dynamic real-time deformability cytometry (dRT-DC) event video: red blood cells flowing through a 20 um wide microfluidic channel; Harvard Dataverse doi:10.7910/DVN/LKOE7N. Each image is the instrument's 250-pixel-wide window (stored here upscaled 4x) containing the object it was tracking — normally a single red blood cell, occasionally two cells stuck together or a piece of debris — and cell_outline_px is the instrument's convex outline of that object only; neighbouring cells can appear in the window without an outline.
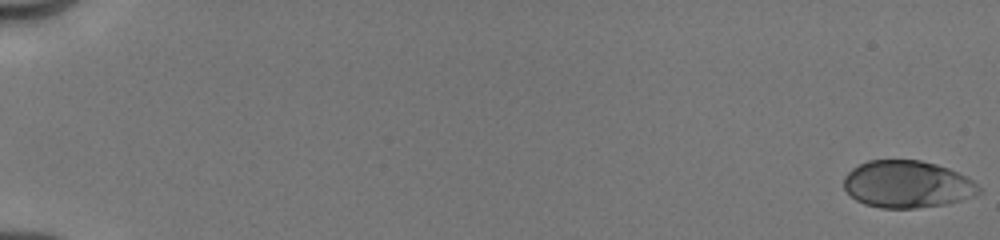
{"species": "human", "species_latin": "Homo sapiens", "temperature_condition": "cold", "stored_images_in_passage": 41, "camera_frame_rate_fps": 3000, "um_per_image_px": 0.085, "donor": {"sex": "male"}, "frame": {"image": 1, "passage_image": 1, "time_ms": 0.0, "image_size_px": [1000, 240], "cell_outline_px": [[980, 192], [972, 196], [948, 204], [916, 208], [880, 208], [864, 204], [856, 200], [844, 188], [844, 176], [852, 168], [868, 160], [920, 160], [936, 164], [948, 168], [968, 176], [980, 188]], "centroid_in_image_um": [77.11, 15.66], "position_along_channel_um": 7.9, "area_um2": 37.17}}
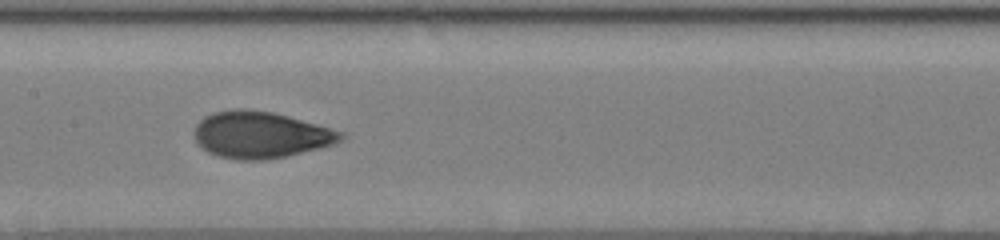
{"frame": {"image": 2, "passage_image": 25, "time_ms": 9.333, "image_size_px": [1000, 240], "cell_outline_px": [[348, 136], [344, 140], [336, 144], [320, 148], [284, 156], [264, 160], [240, 160], [220, 156], [208, 152], [196, 140], [192, 132], [196, 124], [204, 116], [212, 112], [236, 108], [244, 108], [272, 112], [288, 116], [344, 132]], "centroid_in_image_um": [22.16, 11.45], "position_along_channel_um": 185.2, "area_um2": 39.94}}
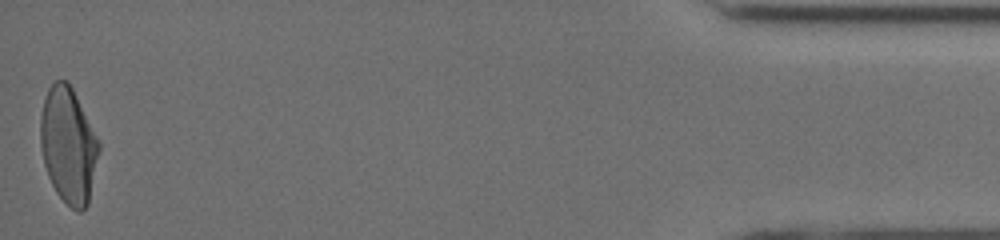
{"frame": {"image": 3, "passage_image": 41, "time_ms": 17.333, "image_size_px": [1000, 240], "cell_outline_px": [[100, 148], [88, 204], [80, 212], [76, 212], [56, 192], [48, 176], [44, 164], [40, 144], [40, 116], [44, 100], [48, 88], [56, 80], [68, 80], [100, 144]], "centroid_in_image_um": [5.79, 12.35], "position_along_channel_um": 429.4, "area_um2": 39.07}, "authors_computed_cell_mechanics": {"area_um2": 38.8416, "velocity_mm_per_s": 4.0227, "shape_relaxation_time_tau1_ms": 3.6138, "shape_relaxation_time_tau2_ms": 0.7245, "deformation_change_tau1": 0.1456, "deformation_change_tau2": 0.0524}}